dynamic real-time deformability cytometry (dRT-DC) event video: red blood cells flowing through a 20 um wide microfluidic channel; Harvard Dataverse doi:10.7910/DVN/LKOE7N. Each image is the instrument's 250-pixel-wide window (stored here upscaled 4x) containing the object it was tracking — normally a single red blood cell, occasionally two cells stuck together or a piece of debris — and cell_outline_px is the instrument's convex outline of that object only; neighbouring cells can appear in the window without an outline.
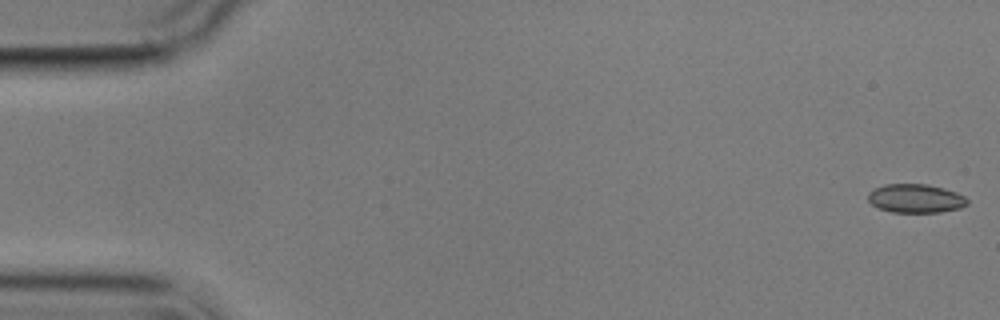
{"species": "common noctule bat (a hibernating species)", "species_latin": "Nyctalus noctula", "temperature_condition": "cold", "stored_images_in_passage": 7, "camera_frame_rate_fps": 3000, "um_per_image_px": 0.085, "animal": {"sex": "male", "body_mass_g": 17.9}, "frame": {"image": 1, "passage_image": 1, "time_ms": 0.0, "image_size_px": [1000, 320], "cell_outline_px": [[968, 204], [960, 208], [940, 212], [892, 212], [880, 208], [872, 204], [868, 200], [868, 192], [884, 184], [928, 184], [944, 188], [956, 192], [964, 196], [968, 200]], "centroid_in_image_um": [77.84, 16.86], "position_along_channel_um": 7.2, "area_um2": 16.59}}
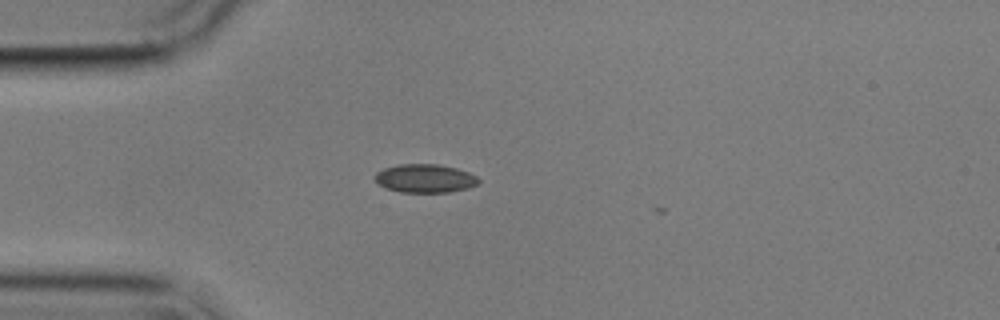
{"frame": {"image": 2, "passage_image": 5, "time_ms": 4.667, "image_size_px": [1000, 320], "cell_outline_px": [[480, 184], [468, 188], [448, 192], [400, 192], [384, 188], [372, 176], [376, 172], [384, 168], [400, 164], [440, 164], [456, 168], [468, 172], [476, 176], [480, 180]], "centroid_in_image_um": [36.12, 15.16], "position_along_channel_um": 48.9, "area_um2": 17.34}}